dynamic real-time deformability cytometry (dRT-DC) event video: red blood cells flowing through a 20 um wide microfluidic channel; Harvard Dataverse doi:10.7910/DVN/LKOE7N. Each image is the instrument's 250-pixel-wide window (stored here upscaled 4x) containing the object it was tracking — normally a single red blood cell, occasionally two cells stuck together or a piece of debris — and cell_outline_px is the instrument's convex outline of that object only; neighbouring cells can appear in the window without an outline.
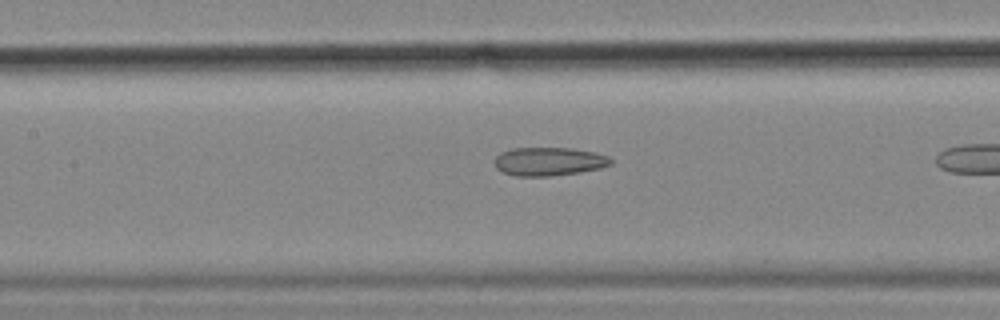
{"species": "common noctule bat (a hibernating species)", "species_latin": "Nyctalus noctula", "temperature_condition": "cold", "stored_images_in_passage": 30, "camera_frame_rate_fps": 3000, "um_per_image_px": 0.085, "animal": {"sex": "female", "body_mass_g": 18.4}, "frame": {"image": 1, "passage_image": 22, "time_ms": 7.0, "image_size_px": [1000, 320], "cell_outline_px": [[612, 164], [600, 168], [580, 172], [552, 176], [516, 176], [504, 172], [496, 168], [496, 156], [500, 152], [512, 148], [572, 148], [596, 152], [608, 156], [612, 160]], "centroid_in_image_um": [46.68, 13.72], "position_along_channel_um": 160.7, "area_um2": 19.31}}